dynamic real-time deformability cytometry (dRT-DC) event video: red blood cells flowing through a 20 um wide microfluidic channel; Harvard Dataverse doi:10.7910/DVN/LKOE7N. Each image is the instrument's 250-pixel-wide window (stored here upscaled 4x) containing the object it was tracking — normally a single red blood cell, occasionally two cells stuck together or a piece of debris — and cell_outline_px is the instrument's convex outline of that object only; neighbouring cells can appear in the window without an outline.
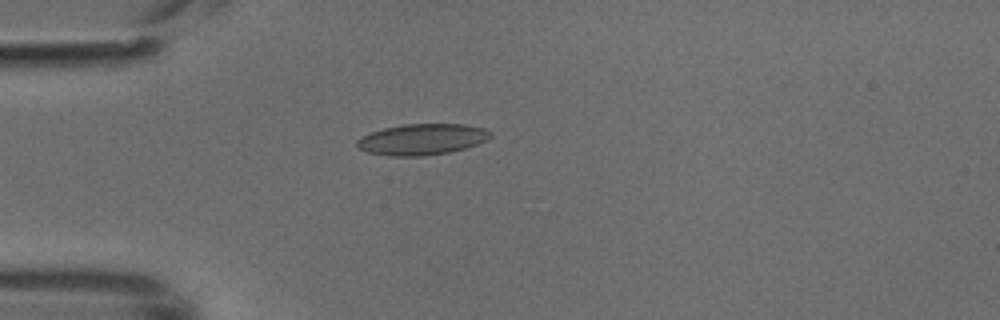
{"species": "common noctule bat (a hibernating species)", "species_latin": "Nyctalus noctula", "temperature_condition": "cold", "stored_images_in_passage": 11, "camera_frame_rate_fps": 3000, "um_per_image_px": 0.085, "animal": {"sex": "male", "body_mass_g": 18.8}, "frame": {"image": 1, "passage_image": 1, "time_ms": 0.0, "image_size_px": [1000, 320], "cell_outline_px": [[492, 136], [488, 140], [464, 148], [448, 152], [424, 156], [388, 156], [368, 152], [356, 148], [356, 140], [360, 136], [384, 128], [400, 124], [464, 124], [484, 128], [492, 132]], "centroid_in_image_um": [35.85, 11.84], "position_along_channel_um": 49.2, "area_um2": 24.33}}
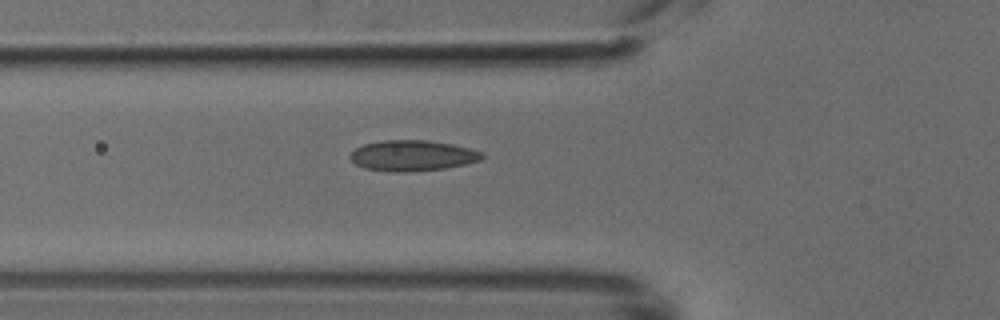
{"frame": {"image": 2, "passage_image": 5, "time_ms": 1.333, "image_size_px": [1000, 320], "cell_outline_px": [[484, 156], [480, 160], [464, 164], [444, 168], [412, 172], [392, 172], [364, 168], [356, 164], [348, 156], [356, 148], [364, 144], [384, 140], [428, 140], [452, 144], [484, 152]], "centroid_in_image_um": [35.05, 13.23], "position_along_channel_um": 90.7, "area_um2": 23.58}}
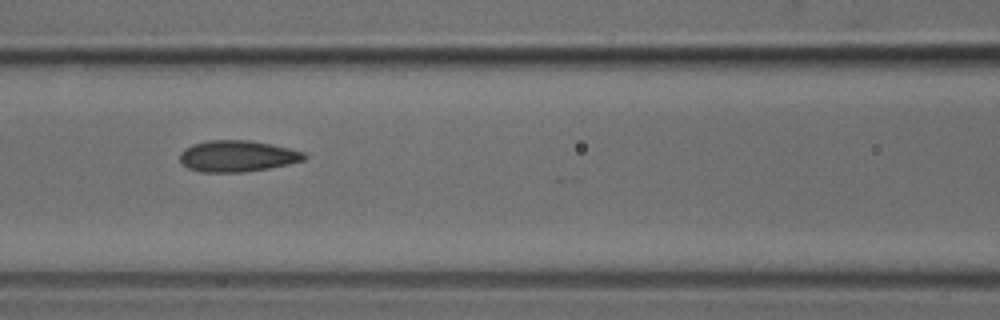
{"frame": {"image": 3, "passage_image": 9, "time_ms": 2.667, "image_size_px": [1000, 320], "cell_outline_px": [[308, 156], [304, 160], [288, 164], [268, 168], [244, 172], [200, 172], [188, 168], [180, 160], [180, 152], [184, 148], [192, 144], [208, 140], [248, 140], [288, 148], [304, 152]], "centroid_in_image_um": [20.15, 13.27], "position_along_channel_um": 146.5, "area_um2": 22.6}}